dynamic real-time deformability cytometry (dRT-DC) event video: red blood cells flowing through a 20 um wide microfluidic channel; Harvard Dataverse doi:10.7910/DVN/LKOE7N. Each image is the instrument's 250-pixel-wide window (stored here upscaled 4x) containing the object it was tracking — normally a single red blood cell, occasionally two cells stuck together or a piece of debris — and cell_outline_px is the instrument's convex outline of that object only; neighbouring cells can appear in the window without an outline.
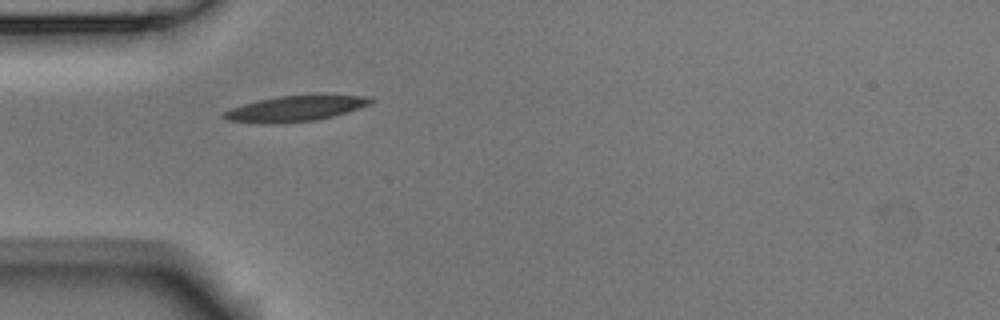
{"species": "Egyptian fruit bat (a non-hibernating species)", "species_latin": "Rousettus aegyptiacus", "temperature_condition": "room temperature", "stored_images_in_passage": 5, "camera_frame_rate_fps": 3000, "um_per_image_px": 0.085, "animal": {"sex": "male"}, "frame": {"image": 1, "passage_image": 4, "time_ms": 1.0, "image_size_px": [1000, 320], "cell_outline_px": [[376, 100], [372, 104], [332, 116], [316, 120], [272, 124], [260, 124], [228, 120], [220, 116], [220, 112], [244, 104], [260, 100], [280, 96], [372, 96]], "centroid_in_image_um": [25.06, 9.25], "position_along_channel_um": 59.9, "area_um2": 21.62}}
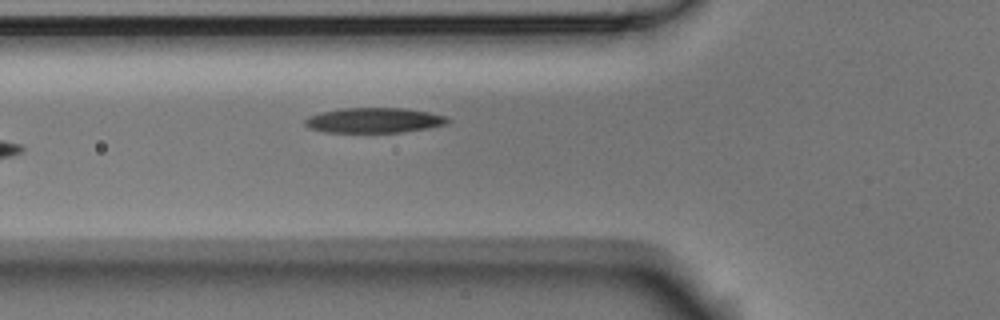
{"frame": {"image": 2, "passage_image": 5, "time_ms": 1.333, "image_size_px": [1000, 320], "cell_outline_px": [[452, 120], [448, 124], [428, 128], [400, 132], [324, 132], [308, 128], [304, 124], [304, 120], [308, 116], [320, 112], [340, 108], [404, 108], [428, 112], [448, 116]], "centroid_in_image_um": [31.8, 10.22], "position_along_channel_um": 94.0, "area_um2": 21.1}}